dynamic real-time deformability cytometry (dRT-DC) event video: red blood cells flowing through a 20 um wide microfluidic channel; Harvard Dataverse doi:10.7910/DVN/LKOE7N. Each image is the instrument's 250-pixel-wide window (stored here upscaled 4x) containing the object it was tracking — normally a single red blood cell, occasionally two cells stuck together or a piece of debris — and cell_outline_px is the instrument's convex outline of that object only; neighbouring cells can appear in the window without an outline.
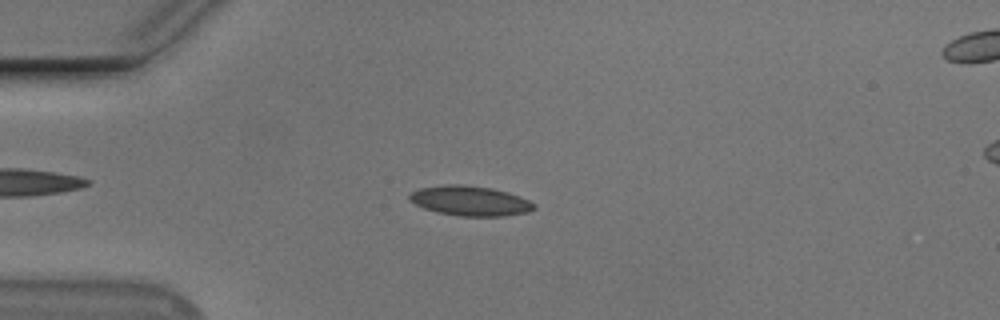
{"species": "Egyptian fruit bat (a non-hibernating species)", "species_latin": "Rousettus aegyptiacus", "temperature_condition": "cold", "stored_images_in_passage": 55, "camera_frame_rate_fps": 3000, "um_per_image_px": 0.085, "animal": {"sex": "male"}, "frame": {"image": 1, "passage_image": 14, "time_ms": 4.333, "image_size_px": [1000, 320], "cell_outline_px": [[536, 208], [528, 212], [504, 216], [460, 216], [436, 212], [424, 208], [408, 200], [408, 196], [412, 192], [420, 188], [448, 184], [460, 184], [492, 188], [508, 192], [528, 200], [536, 204]], "centroid_in_image_um": [39.96, 17.07], "position_along_channel_um": 45.0, "area_um2": 21.68}}
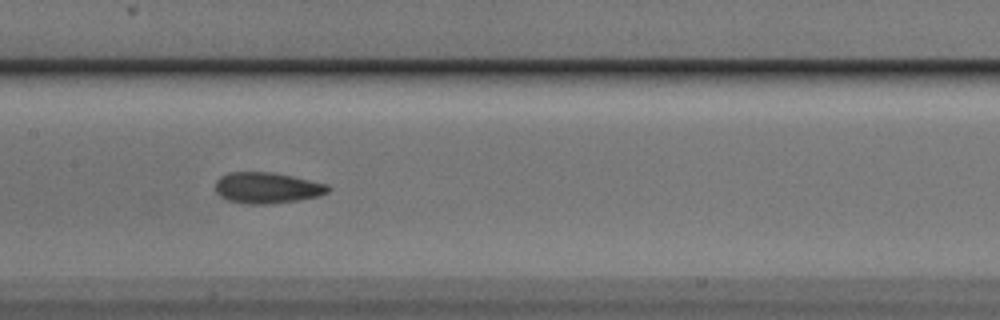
{"frame": {"image": 2, "passage_image": 27, "time_ms": 8.667, "image_size_px": [1000, 320], "cell_outline_px": [[328, 192], [320, 196], [272, 204], [248, 204], [228, 200], [220, 196], [216, 192], [216, 180], [220, 176], [228, 172], [272, 172], [292, 176], [328, 184]], "centroid_in_image_um": [22.68, 15.96], "position_along_channel_um": 184.7, "area_um2": 20.35}}
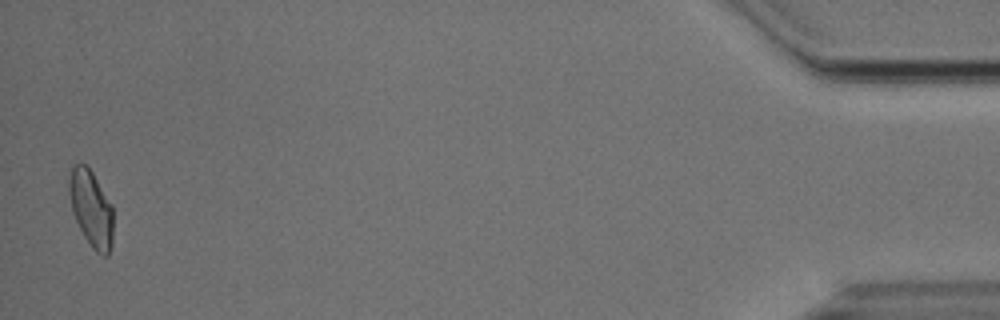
{"frame": {"image": 3, "passage_image": 54, "time_ms": 17.667, "image_size_px": [1000, 320], "cell_outline_px": [[112, 244], [108, 256], [104, 256], [96, 252], [92, 248], [84, 236], [72, 212], [68, 188], [68, 180], [72, 164], [84, 164], [92, 172], [112, 204]], "centroid_in_image_um": [7.74, 17.72], "position_along_channel_um": 427.5, "area_um2": 19.65}, "authors_computed_cell_mechanics": {"area_um2": 19.9988, "velocity_mm_per_s": 3.7053, "shape_relaxation_time_tau1_ms": 4.1408, "shape_relaxation_time_tau2_ms": 2.6494, "deformation_change_tau1": 0.1029, "deformation_change_tau2": 0.0712}}